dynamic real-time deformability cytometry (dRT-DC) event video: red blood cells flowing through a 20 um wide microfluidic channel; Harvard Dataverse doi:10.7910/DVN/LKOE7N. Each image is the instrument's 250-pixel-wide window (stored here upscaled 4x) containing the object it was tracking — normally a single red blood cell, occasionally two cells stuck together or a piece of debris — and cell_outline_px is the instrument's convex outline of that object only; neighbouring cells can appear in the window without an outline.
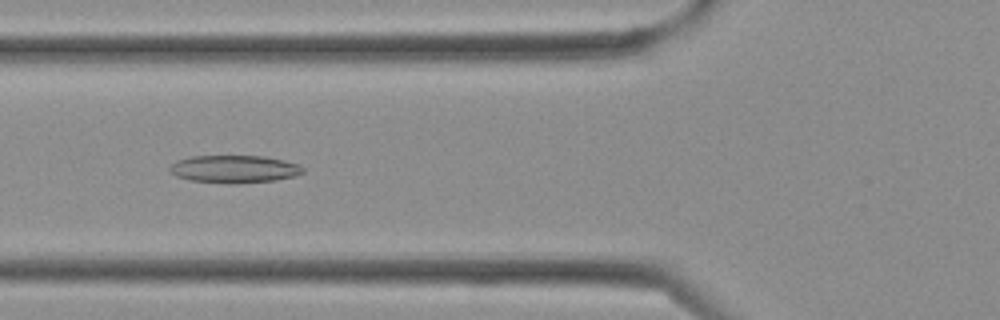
{"species": "Egyptian fruit bat (a non-hibernating species)", "species_latin": "Rousettus aegyptiacus", "temperature_condition": "cold", "stored_images_in_passage": 2, "camera_frame_rate_fps": 3000, "um_per_image_px": 0.085, "frame": {"image": 1, "passage_image": 2, "time_ms": 0.333, "image_size_px": [1000, 320], "cell_outline_px": [[304, 172], [296, 176], [276, 180], [236, 184], [232, 184], [192, 180], [176, 176], [168, 168], [176, 160], [192, 156], [264, 156], [284, 160], [296, 164], [304, 168]], "centroid_in_image_um": [19.93, 14.37], "position_along_channel_um": 105.9, "area_um2": 21.44}}